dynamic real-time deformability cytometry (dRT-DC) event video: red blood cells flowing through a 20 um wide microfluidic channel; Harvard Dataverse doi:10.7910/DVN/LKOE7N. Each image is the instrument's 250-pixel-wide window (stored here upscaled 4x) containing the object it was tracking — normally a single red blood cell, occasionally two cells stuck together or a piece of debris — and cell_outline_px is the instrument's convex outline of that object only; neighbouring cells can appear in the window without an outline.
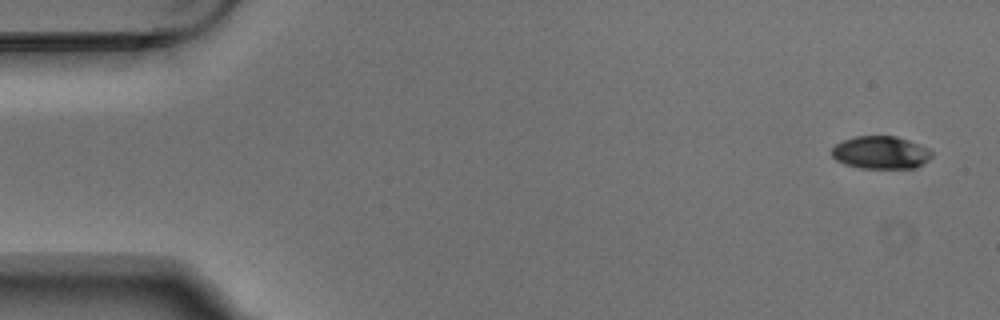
{"species": "Egyptian fruit bat (a non-hibernating species)", "species_latin": "Rousettus aegyptiacus", "temperature_condition": "warm", "stored_images_in_passage": 4, "camera_frame_rate_fps": 3000, "um_per_image_px": 0.085, "animal": {"sex": "male"}, "frame": {"image": 1, "passage_image": 1, "time_ms": 0.0, "image_size_px": [1000, 320], "cell_outline_px": [[932, 156], [928, 160], [916, 168], [860, 168], [844, 164], [836, 160], [832, 156], [832, 148], [836, 144], [844, 140], [856, 136], [896, 136], [908, 140], [928, 148], [932, 152]], "centroid_in_image_um": [74.86, 12.97], "position_along_channel_um": 10.1, "area_um2": 19.07}}
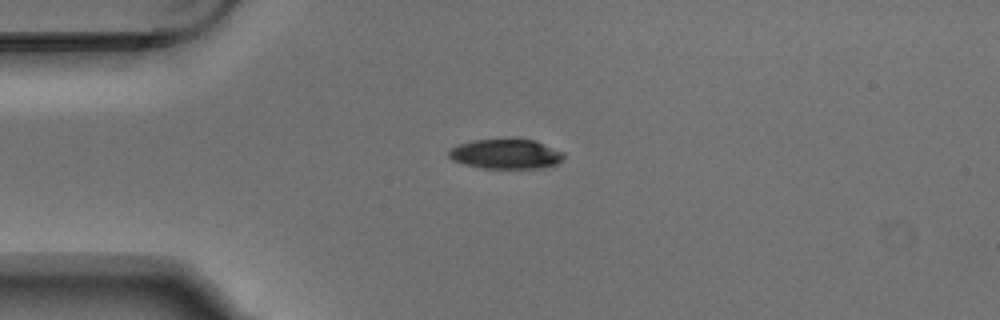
{"frame": {"image": 2, "passage_image": 4, "time_ms": 1.0, "image_size_px": [1000, 320], "cell_outline_px": [[564, 156], [556, 164], [544, 168], [484, 168], [464, 164], [452, 160], [448, 156], [448, 152], [456, 144], [472, 140], [536, 140], [564, 152]], "centroid_in_image_um": [42.99, 13.09], "position_along_channel_um": 42.0, "area_um2": 19.83}}